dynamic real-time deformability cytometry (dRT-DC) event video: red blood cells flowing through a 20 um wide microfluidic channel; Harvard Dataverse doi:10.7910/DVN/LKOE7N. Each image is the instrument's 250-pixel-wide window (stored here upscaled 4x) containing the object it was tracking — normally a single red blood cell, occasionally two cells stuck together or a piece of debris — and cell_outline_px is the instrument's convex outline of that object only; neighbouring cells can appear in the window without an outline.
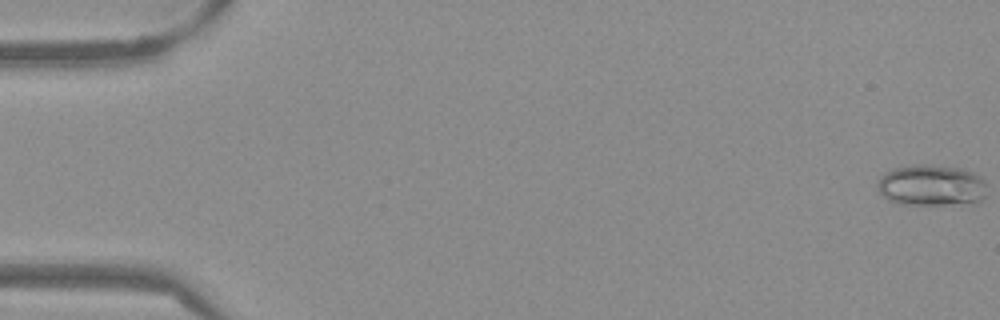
{"species": "Egyptian fruit bat (a non-hibernating species)", "species_latin": "Rousettus aegyptiacus", "temperature_condition": "warm", "stored_images_in_passage": 54, "camera_frame_rate_fps": 3000, "um_per_image_px": 0.085, "frame": {"image": 1, "passage_image": 1, "time_ms": 0.0, "image_size_px": [1000, 320], "cell_outline_px": [[984, 196], [976, 204], [900, 204], [888, 200], [880, 196], [876, 184], [880, 176], [884, 172], [892, 168], [912, 164], [924, 164], [960, 168], [972, 172], [980, 176], [984, 180]], "centroid_in_image_um": [79.11, 15.75], "position_along_channel_um": 5.9, "area_um2": 26.65}}
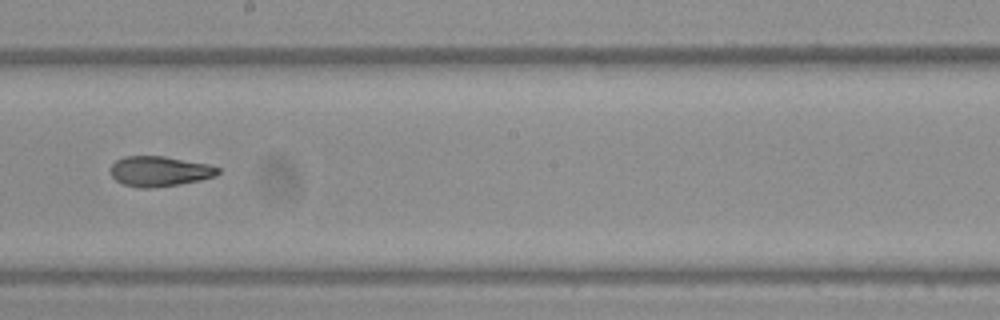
{"frame": {"image": 2, "passage_image": 31, "time_ms": 10.0, "image_size_px": [1000, 320], "cell_outline_px": [[220, 172], [216, 176], [200, 180], [180, 184], [148, 188], [140, 188], [124, 184], [116, 180], [108, 172], [108, 168], [116, 160], [124, 156], [164, 156], [208, 164], [220, 168]], "centroid_in_image_um": [13.53, 14.55], "position_along_channel_um": 234.7, "area_um2": 19.02}}
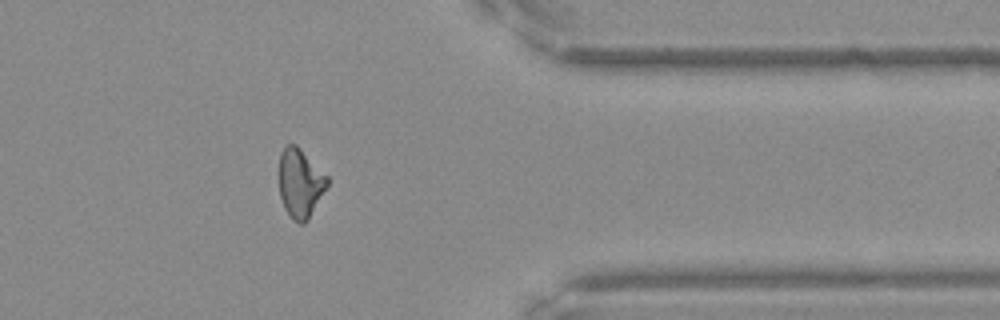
{"frame": {"image": 3, "passage_image": 44, "time_ms": 14.333, "image_size_px": [1000, 320], "cell_outline_px": [[328, 184], [308, 220], [304, 224], [300, 224], [292, 220], [288, 216], [284, 208], [280, 196], [280, 152], [288, 144], [296, 144], [328, 176]], "centroid_in_image_um": [25.52, 15.59], "position_along_channel_um": 385.9, "area_um2": 19.31}, "authors_computed_cell_mechanics": {"area_um2": 19.7387, "velocity_mm_per_s": 3.8424, "shape_relaxation_time_tau1_ms": null, "shape_relaxation_time_tau2_ms": 2.5106, "deformation_change_tau1": null, "deformation_change_tau2": 0.0931}}